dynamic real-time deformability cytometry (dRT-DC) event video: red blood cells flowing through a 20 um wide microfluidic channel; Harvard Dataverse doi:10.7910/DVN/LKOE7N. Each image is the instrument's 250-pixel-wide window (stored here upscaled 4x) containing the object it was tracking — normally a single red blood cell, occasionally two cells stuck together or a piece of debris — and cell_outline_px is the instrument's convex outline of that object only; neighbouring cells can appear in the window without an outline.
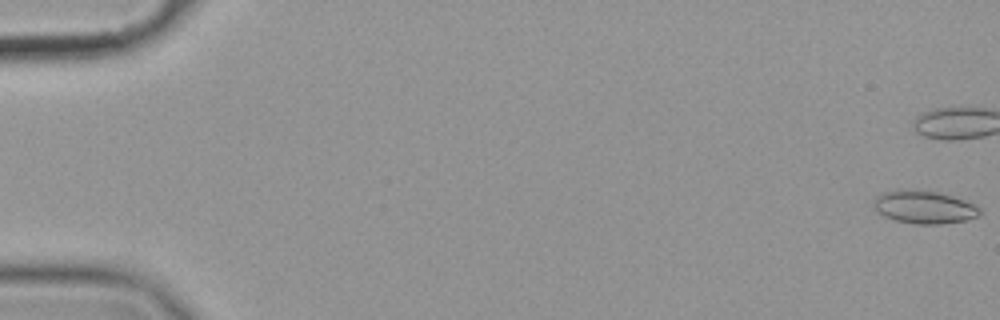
{"species": "common noctule bat (a hibernating species)", "species_latin": "Nyctalus noctula", "temperature_condition": "cold", "stored_images_in_passage": 46, "camera_frame_rate_fps": 3000, "um_per_image_px": 0.085, "animal": {"sex": "female", "body_mass_g": 19.9}, "frame": {"image": 1, "passage_image": 1, "time_ms": 0.0, "image_size_px": [1000, 320], "cell_outline_px": [[980, 216], [964, 220], [940, 224], [916, 224], [896, 220], [884, 216], [876, 212], [872, 208], [872, 200], [876, 196], [884, 192], [896, 188], [936, 192], [952, 196], [964, 200], [980, 208]], "centroid_in_image_um": [78.47, 17.6], "position_along_channel_um": 6.5, "area_um2": 20.46}}